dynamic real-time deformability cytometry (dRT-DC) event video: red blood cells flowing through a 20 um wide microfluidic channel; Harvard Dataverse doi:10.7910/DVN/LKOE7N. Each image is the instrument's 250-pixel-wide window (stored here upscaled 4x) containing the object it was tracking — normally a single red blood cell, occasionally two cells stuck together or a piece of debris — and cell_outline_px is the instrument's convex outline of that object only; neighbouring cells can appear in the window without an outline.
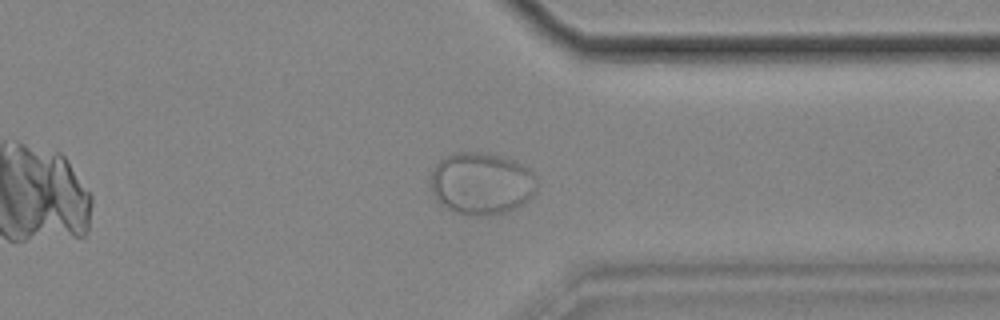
{"species": "common noctule bat (a hibernating species)", "species_latin": "Nyctalus noctula", "temperature_condition": "cold", "stored_images_in_passage": 60, "camera_frame_rate_fps": 3000, "um_per_image_px": 0.085, "animal": {"sex": "female", "body_mass_g": 18.4}, "frame": {"image": 1, "passage_image": 46, "time_ms": 15.0, "image_size_px": [1000, 320], "cell_outline_px": [[536, 192], [524, 204], [516, 208], [504, 212], [488, 216], [472, 216], [456, 212], [440, 204], [436, 200], [432, 192], [428, 180], [432, 168], [444, 156], [456, 152], [488, 152], [504, 156], [528, 168], [536, 176]], "centroid_in_image_um": [40.89, 15.59], "position_along_channel_um": 370.5, "area_um2": 39.25}}
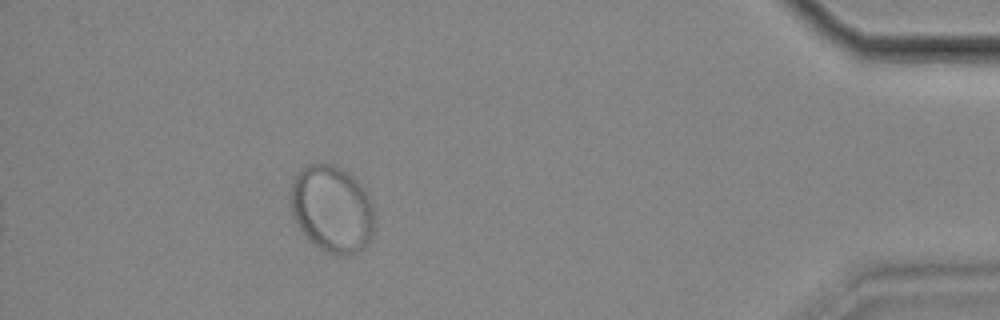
{"frame": {"image": 2, "passage_image": 54, "time_ms": 17.667, "image_size_px": [1000, 320], "cell_outline_px": [[376, 220], [372, 236], [364, 248], [360, 252], [348, 256], [336, 256], [320, 248], [300, 228], [292, 212], [292, 180], [300, 168], [308, 164], [332, 164], [340, 168], [352, 176], [364, 188], [372, 204]], "centroid_in_image_um": [28.27, 17.77], "position_along_channel_um": 406.9, "area_um2": 42.43}}